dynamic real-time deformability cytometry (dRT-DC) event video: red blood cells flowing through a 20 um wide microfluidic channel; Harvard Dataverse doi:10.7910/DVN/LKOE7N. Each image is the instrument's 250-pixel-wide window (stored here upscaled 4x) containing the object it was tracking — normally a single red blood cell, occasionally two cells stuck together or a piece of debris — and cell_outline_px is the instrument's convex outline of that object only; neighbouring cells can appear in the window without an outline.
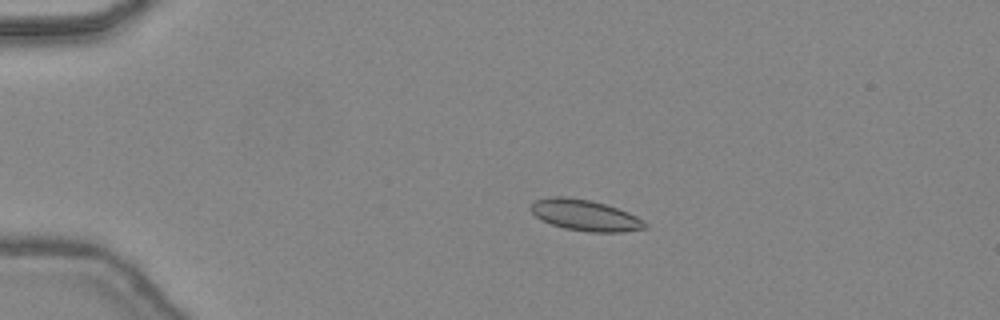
{"species": "common noctule bat (a hibernating species)", "species_latin": "Nyctalus noctula", "temperature_condition": "warm", "stored_images_in_passage": 48, "camera_frame_rate_fps": 3000, "um_per_image_px": 0.085, "animal": {"sex": "female", "body_mass_g": 24.6, "forearm_length_mm": 56.2}, "frame": {"image": 1, "passage_image": 12, "time_ms": 3.667, "image_size_px": [1000, 320], "cell_outline_px": [[648, 228], [624, 232], [588, 232], [564, 228], [540, 220], [528, 208], [536, 200], [552, 196], [564, 196], [588, 200], [604, 204], [628, 212], [636, 216], [648, 224]], "centroid_in_image_um": [49.73, 18.31], "position_along_channel_um": 35.3, "area_um2": 20.63}}
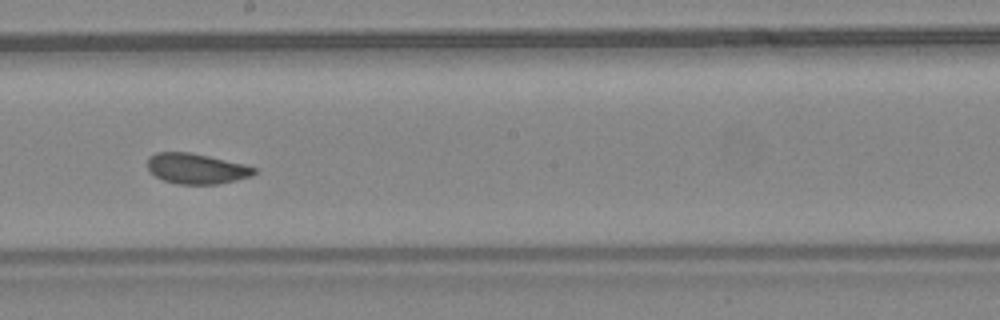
{"frame": {"image": 2, "passage_image": 29, "time_ms": 9.333, "image_size_px": [1000, 320], "cell_outline_px": [[256, 172], [252, 176], [236, 180], [216, 184], [176, 184], [164, 180], [156, 176], [148, 168], [148, 156], [156, 152], [188, 152], [208, 156], [244, 164], [256, 168]], "centroid_in_image_um": [16.69, 14.33], "position_along_channel_um": 231.5, "area_um2": 18.79}}
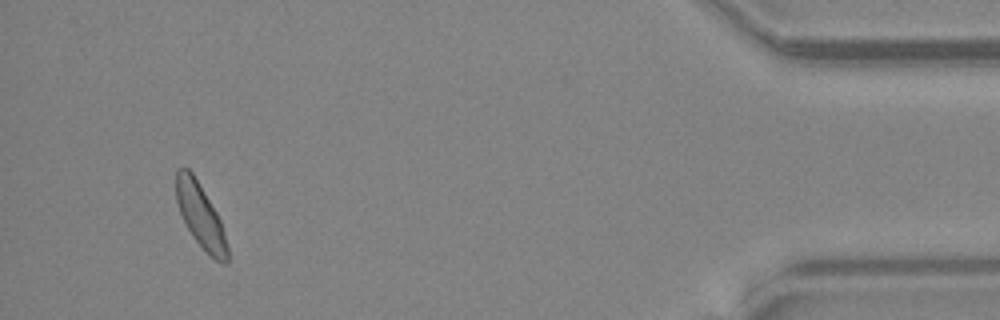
{"frame": {"image": 3, "passage_image": 46, "time_ms": 15.0, "image_size_px": [1000, 320], "cell_outline_px": [[228, 264], [224, 264], [216, 260], [192, 236], [180, 212], [176, 200], [176, 172], [180, 168], [188, 168], [192, 172], [216, 212], [220, 220], [224, 232], [228, 248]], "centroid_in_image_um": [17.05, 18.33], "position_along_channel_um": 418.2, "area_um2": 18.61}, "authors_computed_cell_mechanics": {"area_um2": 19.7098, "velocity_mm_per_s": 4.4555, "shape_relaxation_time_tau1_ms": 5.7395, "shape_relaxation_time_tau2_ms": 1.6779, "deformation_change_tau1": 0.1107, "deformation_change_tau2": 0.0589}}